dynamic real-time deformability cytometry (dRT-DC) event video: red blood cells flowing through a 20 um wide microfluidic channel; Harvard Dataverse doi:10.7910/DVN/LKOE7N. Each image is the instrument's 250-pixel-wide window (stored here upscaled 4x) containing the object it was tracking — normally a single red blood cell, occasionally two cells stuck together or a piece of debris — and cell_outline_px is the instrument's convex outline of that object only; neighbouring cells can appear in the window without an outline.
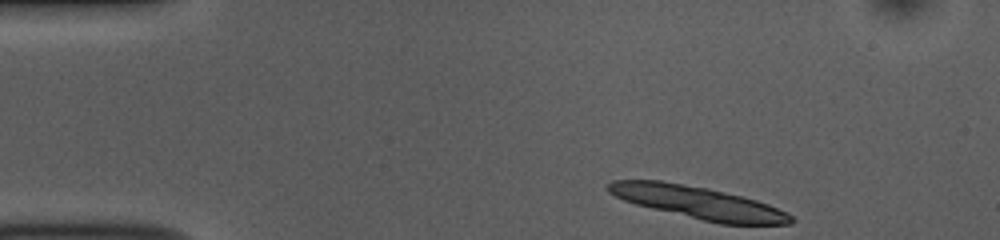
{"species": "common noctule bat (a hibernating species)", "species_latin": "Nyctalus noctula", "temperature_condition": "room temperature", "stored_images_in_passage": 46, "segment_of_instrument_passage": [1, 2], "camera_frame_rate_fps": 3000, "um_per_image_px": 0.085, "animal": {"sex": "female", "body_mass_g": 10.0, "forearm_length_mm": 53.1}, "frame": {"image": 1, "passage_image": 1, "time_ms": 0.0, "image_size_px": [1000, 240], "cell_outline_px": [[796, 220], [792, 224], [720, 224], [652, 208], [636, 204], [624, 200], [608, 192], [604, 188], [612, 180], [660, 180], [708, 188], [756, 200], [768, 204], [788, 212]], "centroid_in_image_um": [59.36, 17.21], "position_along_channel_um": 25.6, "area_um2": 34.33}}